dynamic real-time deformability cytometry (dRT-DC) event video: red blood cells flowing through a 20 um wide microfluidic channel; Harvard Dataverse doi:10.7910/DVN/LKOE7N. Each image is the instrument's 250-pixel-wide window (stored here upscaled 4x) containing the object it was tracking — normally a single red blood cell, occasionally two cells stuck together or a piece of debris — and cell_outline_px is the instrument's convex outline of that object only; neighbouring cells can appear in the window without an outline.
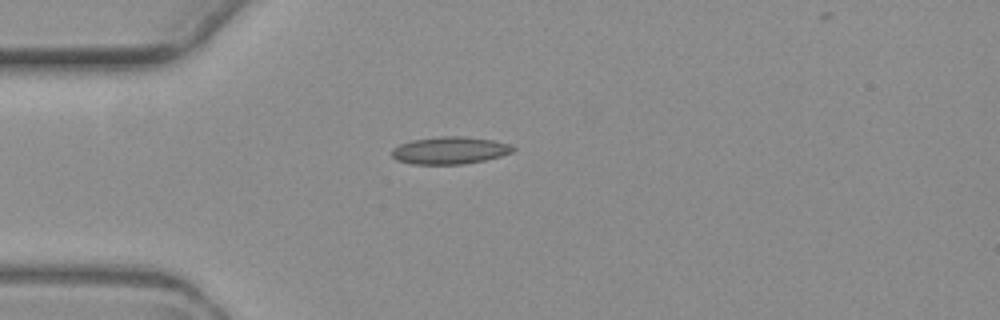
{"species": "common noctule bat (a hibernating species)", "species_latin": "Nyctalus noctula", "temperature_condition": "warm", "stored_images_in_passage": 1, "camera_frame_rate_fps": 3000, "um_per_image_px": 0.085, "animal": {"sex": "female", "body_mass_g": 19.3, "forearm_length_mm": 54.1}, "frame": {"image": 1, "passage_image": 1, "time_ms": 0.0, "image_size_px": [1000, 320], "cell_outline_px": [[516, 148], [512, 152], [500, 156], [484, 160], [464, 164], [412, 164], [396, 160], [392, 156], [392, 148], [400, 144], [412, 140], [440, 136], [464, 136], [492, 140], [508, 144]], "centroid_in_image_um": [38.21, 12.78], "position_along_channel_um": 46.8, "area_um2": 19.25}}